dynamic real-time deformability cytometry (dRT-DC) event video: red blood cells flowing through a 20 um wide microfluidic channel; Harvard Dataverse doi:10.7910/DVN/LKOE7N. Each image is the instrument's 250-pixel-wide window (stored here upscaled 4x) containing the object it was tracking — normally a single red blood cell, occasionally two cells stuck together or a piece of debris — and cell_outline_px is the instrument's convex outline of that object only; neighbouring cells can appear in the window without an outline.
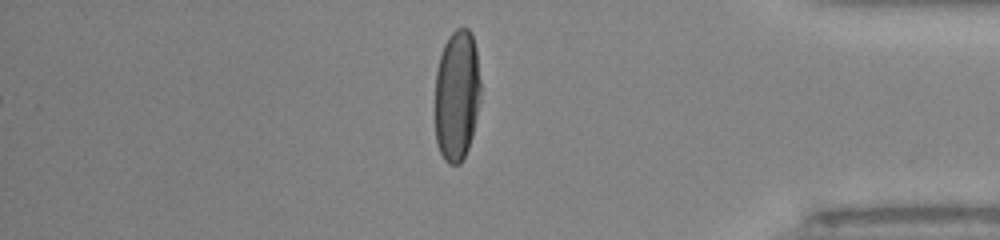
{"species": "human", "species_latin": "Homo sapiens", "temperature_condition": "room temperature", "stored_images_in_passage": 36, "camera_frame_rate_fps": 3000, "um_per_image_px": 0.085, "donor": {"sex": "male"}, "frame": {"image": 1, "passage_image": 36, "time_ms": 11.667, "image_size_px": [1000, 240], "cell_outline_px": [[480, 100], [472, 136], [468, 148], [460, 164], [448, 164], [444, 160], [436, 144], [436, 72], [440, 56], [444, 44], [448, 36], [456, 28], [468, 28], [472, 36], [476, 48], [480, 80]], "centroid_in_image_um": [38.84, 8.11], "position_along_channel_um": 396.4, "area_um2": 34.91}}